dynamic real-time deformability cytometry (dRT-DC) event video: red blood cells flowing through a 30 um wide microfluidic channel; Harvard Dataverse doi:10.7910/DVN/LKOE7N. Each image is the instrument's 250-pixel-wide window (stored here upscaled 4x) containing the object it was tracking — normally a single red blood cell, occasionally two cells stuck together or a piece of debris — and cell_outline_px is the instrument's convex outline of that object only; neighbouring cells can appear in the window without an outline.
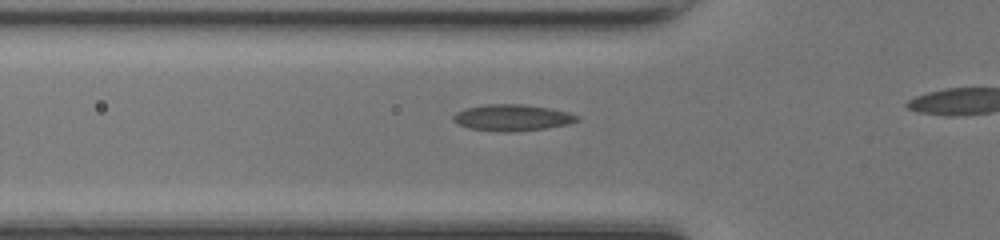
{"species": "common noctule bat (a hibernating species)", "species_latin": "Nyctalus noctula", "temperature_condition": "room temperature", "stored_images_in_passage": 8, "camera_frame_rate_fps": 3000, "um_per_image_px": 0.085, "animal": {"sex": "female", "body_mass_g": 17.0, "forearm_length_mm": 48.0}, "frame": {"image": 1, "passage_image": 3, "time_ms": 0.667, "image_size_px": [1000, 240], "cell_outline_px": [[580, 120], [568, 124], [544, 128], [512, 132], [504, 132], [468, 128], [452, 120], [452, 116], [456, 112], [468, 108], [484, 104], [524, 104], [548, 108], [568, 112], [580, 116]], "centroid_in_image_um": [43.55, 10.0], "position_along_channel_um": 82.3, "area_um2": 18.96}}
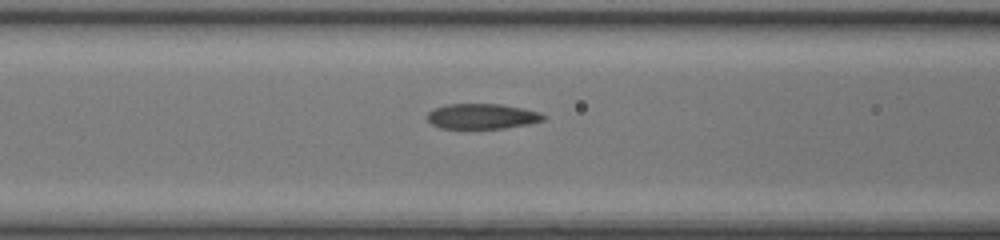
{"frame": {"image": 2, "passage_image": 6, "time_ms": 1.667, "image_size_px": [1000, 240], "cell_outline_px": [[544, 120], [528, 124], [504, 128], [440, 128], [432, 124], [428, 120], [428, 112], [436, 108], [448, 104], [500, 104], [540, 112], [544, 116]], "centroid_in_image_um": [40.97, 9.89], "position_along_channel_um": 125.6, "area_um2": 16.82}}